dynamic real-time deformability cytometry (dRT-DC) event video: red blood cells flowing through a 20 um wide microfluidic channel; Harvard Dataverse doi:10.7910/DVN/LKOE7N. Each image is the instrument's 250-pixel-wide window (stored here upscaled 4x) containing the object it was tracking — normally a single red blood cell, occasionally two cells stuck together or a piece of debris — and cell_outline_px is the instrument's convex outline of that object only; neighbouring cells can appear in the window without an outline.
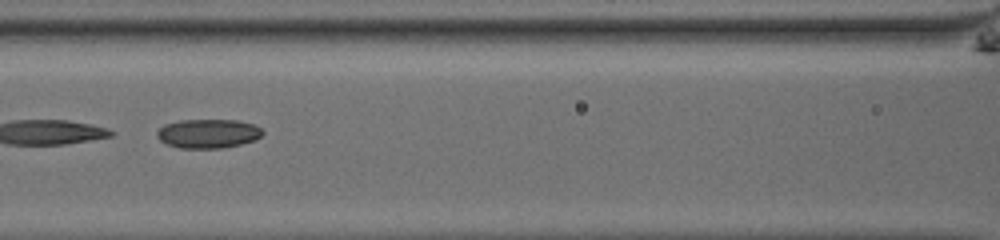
{"species": "common noctule bat (a hibernating species)", "species_latin": "Nyctalus noctula", "temperature_condition": "room temperature", "stored_images_in_passage": 37, "camera_frame_rate_fps": 3000, "um_per_image_px": 0.085, "animal": {"sex": "male", "body_mass_g": 13.0, "forearm_length_mm": 53.1}, "frame": {"image": 1, "passage_image": 11, "time_ms": 3.333, "image_size_px": [1000, 240], "cell_outline_px": [[264, 132], [256, 140], [224, 148], [180, 148], [168, 144], [160, 140], [156, 136], [156, 132], [164, 124], [180, 120], [236, 120], [256, 124]], "centroid_in_image_um": [17.7, 11.35], "position_along_channel_um": 148.9, "area_um2": 17.98}, "authors_computed_cell_mechanics": {"area_um2": 17.9758, "velocity_mm_per_s": 3.9539, "shape_relaxation_time_tau1_ms": null, "shape_relaxation_time_tau2_ms": 6.1765, "deformation_change_tau1": null, "deformation_change_tau2": 0.1011}}